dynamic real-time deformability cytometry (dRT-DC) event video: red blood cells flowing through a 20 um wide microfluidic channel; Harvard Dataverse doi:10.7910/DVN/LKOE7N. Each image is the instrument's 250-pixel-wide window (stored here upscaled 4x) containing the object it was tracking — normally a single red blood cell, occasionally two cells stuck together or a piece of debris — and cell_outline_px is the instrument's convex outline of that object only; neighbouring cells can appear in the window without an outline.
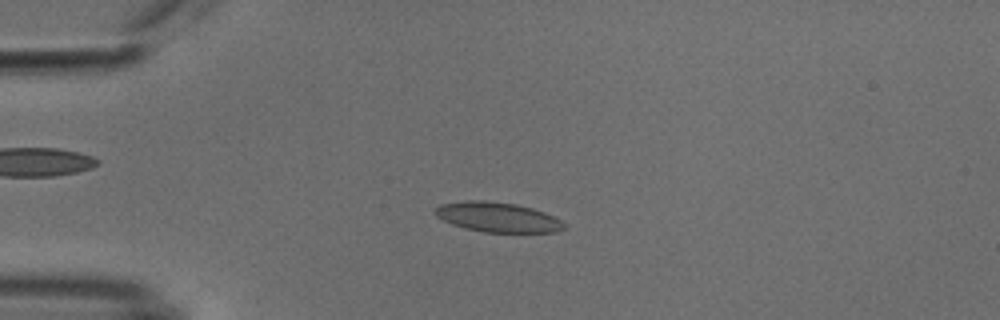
{"species": "common noctule bat (a hibernating species)", "species_latin": "Nyctalus noctula", "temperature_condition": "cold", "stored_images_in_passage": 53, "camera_frame_rate_fps": 3000, "um_per_image_px": 0.085, "animal": {"sex": "male", "body_mass_g": 18.8}, "frame": {"image": 1, "passage_image": 13, "time_ms": 4.0, "image_size_px": [1000, 320], "cell_outline_px": [[568, 228], [556, 232], [484, 232], [464, 228], [452, 224], [436, 216], [432, 212], [440, 204], [464, 200], [484, 200], [516, 204], [532, 208], [544, 212], [560, 220]], "centroid_in_image_um": [42.28, 18.45], "position_along_channel_um": 42.7, "area_um2": 22.48}}
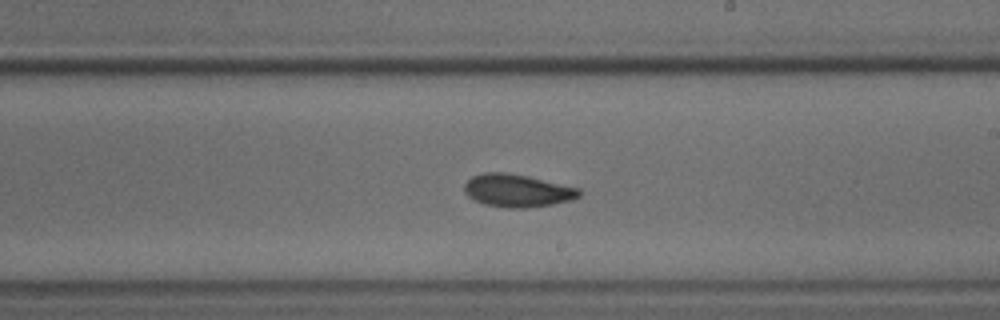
{"frame": {"image": 2, "passage_image": 31, "time_ms": 10.0, "image_size_px": [1000, 320], "cell_outline_px": [[580, 196], [572, 200], [552, 204], [524, 208], [508, 208], [484, 204], [468, 196], [464, 192], [464, 184], [472, 176], [484, 172], [508, 172], [528, 176], [580, 188]], "centroid_in_image_um": [43.96, 16.19], "position_along_channel_um": 245.0, "area_um2": 21.96}}
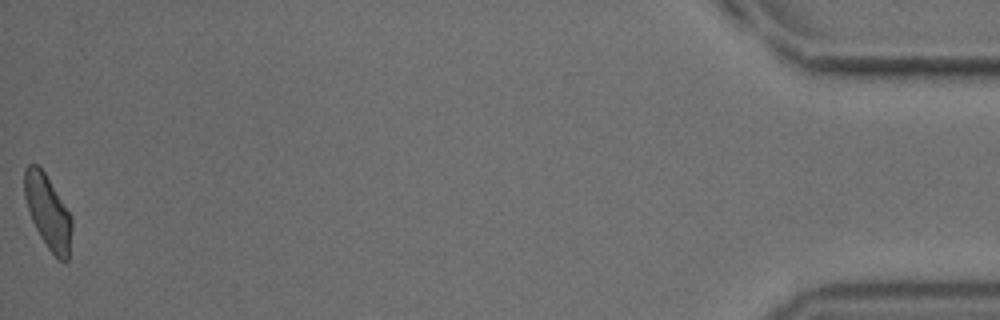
{"frame": {"image": 3, "passage_image": 53, "time_ms": 17.333, "image_size_px": [1000, 320], "cell_outline_px": [[72, 228], [68, 260], [60, 260], [48, 248], [40, 236], [32, 220], [24, 196], [24, 168], [28, 164], [36, 164], [44, 172], [72, 216]], "centroid_in_image_um": [4.07, 17.99], "position_along_channel_um": 431.1, "area_um2": 20.06}, "authors_computed_cell_mechanics": {"area_um2": 21.4438, "velocity_mm_per_s": 3.8036, "shape_relaxation_time_tau1_ms": 7.7813, "shape_relaxation_time_tau2_ms": 5.4349, "deformation_change_tau1": 0.1548, "deformation_change_tau2": 0.103}}